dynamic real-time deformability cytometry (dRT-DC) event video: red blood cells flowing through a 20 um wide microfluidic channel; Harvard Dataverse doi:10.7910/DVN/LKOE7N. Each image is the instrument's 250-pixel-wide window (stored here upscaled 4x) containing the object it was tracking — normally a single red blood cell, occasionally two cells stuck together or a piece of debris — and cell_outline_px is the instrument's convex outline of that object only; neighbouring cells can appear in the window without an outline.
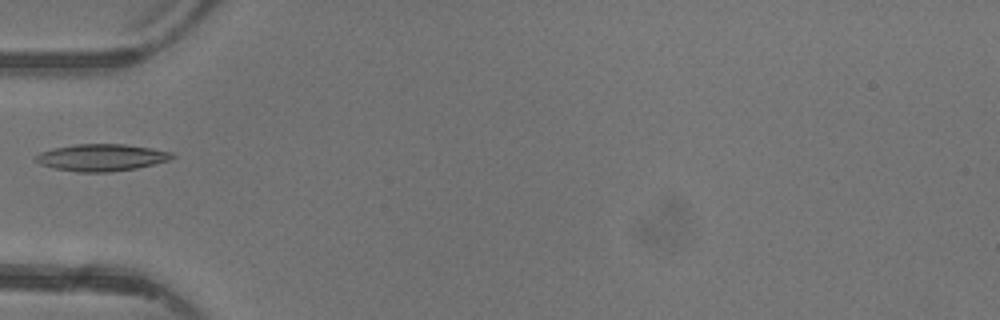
{"species": "common noctule bat (a hibernating species)", "species_latin": "Nyctalus noctula", "temperature_condition": "warm", "stored_images_in_passage": 4, "camera_frame_rate_fps": 3000, "um_per_image_px": 0.085, "animal": {"sex": "female"}, "frame": {"image": 1, "passage_image": 4, "time_ms": 3.333, "image_size_px": [1000, 320], "cell_outline_px": [[176, 156], [168, 160], [136, 168], [108, 172], [80, 172], [56, 168], [40, 164], [36, 160], [36, 156], [40, 152], [52, 148], [76, 144], [124, 144], [152, 148], [172, 152]], "centroid_in_image_um": [8.63, 13.38], "position_along_channel_um": 76.4, "area_um2": 21.21}}